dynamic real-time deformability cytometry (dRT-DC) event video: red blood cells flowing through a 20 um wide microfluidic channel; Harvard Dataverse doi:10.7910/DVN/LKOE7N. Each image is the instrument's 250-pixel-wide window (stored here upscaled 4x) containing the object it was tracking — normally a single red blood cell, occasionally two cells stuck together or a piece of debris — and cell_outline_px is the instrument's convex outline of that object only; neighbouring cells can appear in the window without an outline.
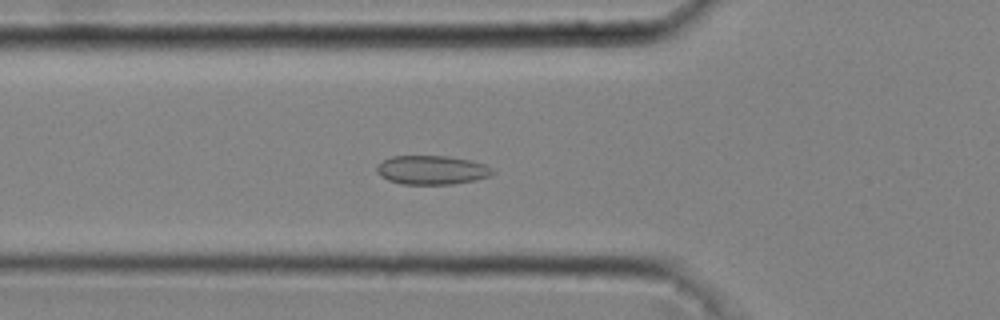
{"species": "common noctule bat (a hibernating species)", "species_latin": "Nyctalus noctula", "temperature_condition": "cold", "stored_images_in_passage": 39, "camera_frame_rate_fps": 3000, "um_per_image_px": 0.085, "animal": {"sex": "male", "body_mass_g": 20.4}, "frame": {"image": 1, "passage_image": 9, "time_ms": 2.667, "image_size_px": [1000, 320], "cell_outline_px": [[496, 172], [488, 176], [472, 180], [452, 184], [404, 184], [388, 180], [380, 176], [376, 172], [376, 168], [384, 160], [392, 156], [448, 156], [472, 160], [484, 164], [492, 168]], "centroid_in_image_um": [36.71, 14.44], "position_along_channel_um": 89.1, "area_um2": 19.42}}
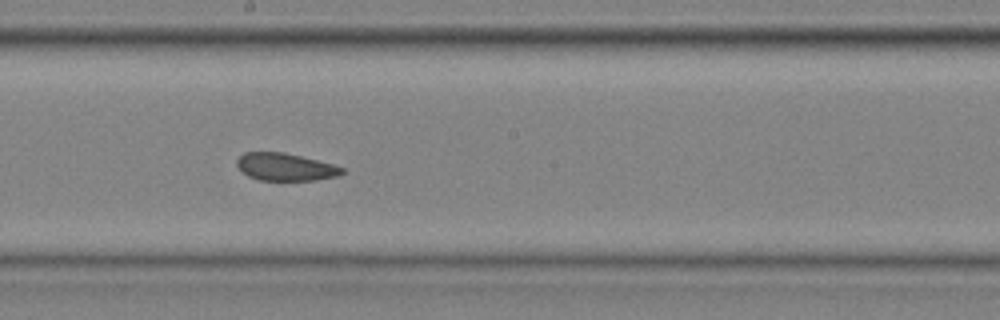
{"frame": {"image": 2, "passage_image": 19, "time_ms": 6.0, "image_size_px": [1000, 320], "cell_outline_px": [[344, 172], [340, 176], [316, 180], [260, 180], [248, 176], [236, 164], [236, 160], [244, 152], [284, 152], [332, 164], [344, 168]], "centroid_in_image_um": [24.27, 14.19], "position_along_channel_um": 223.9, "area_um2": 16.76}}
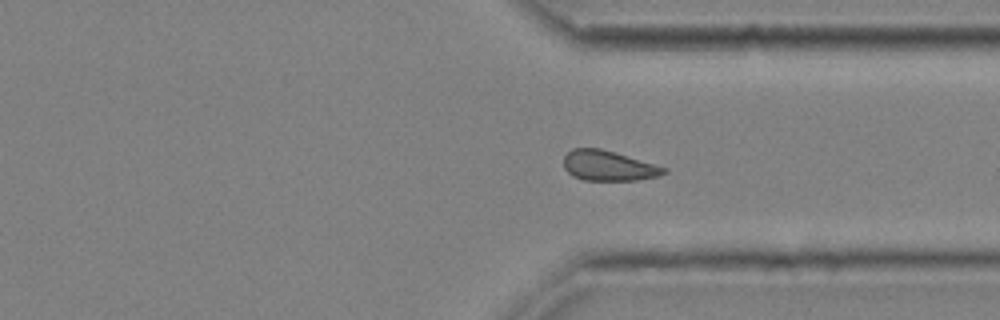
{"frame": {"image": 3, "passage_image": 29, "time_ms": 9.333, "image_size_px": [1000, 320], "cell_outline_px": [[668, 172], [660, 176], [636, 180], [584, 180], [572, 176], [564, 168], [564, 156], [572, 148], [600, 148], [668, 168]], "centroid_in_image_um": [51.72, 14.09], "position_along_channel_um": 359.7, "area_um2": 17.57}, "authors_computed_cell_mechanics": {"area_um2": 17.918, "velocity_mm_per_s": 4.0441, "shape_relaxation_time_tau1_ms": null, "shape_relaxation_time_tau2_ms": 1.4446, "deformation_change_tau1": null, "deformation_change_tau2": 0.0751}}